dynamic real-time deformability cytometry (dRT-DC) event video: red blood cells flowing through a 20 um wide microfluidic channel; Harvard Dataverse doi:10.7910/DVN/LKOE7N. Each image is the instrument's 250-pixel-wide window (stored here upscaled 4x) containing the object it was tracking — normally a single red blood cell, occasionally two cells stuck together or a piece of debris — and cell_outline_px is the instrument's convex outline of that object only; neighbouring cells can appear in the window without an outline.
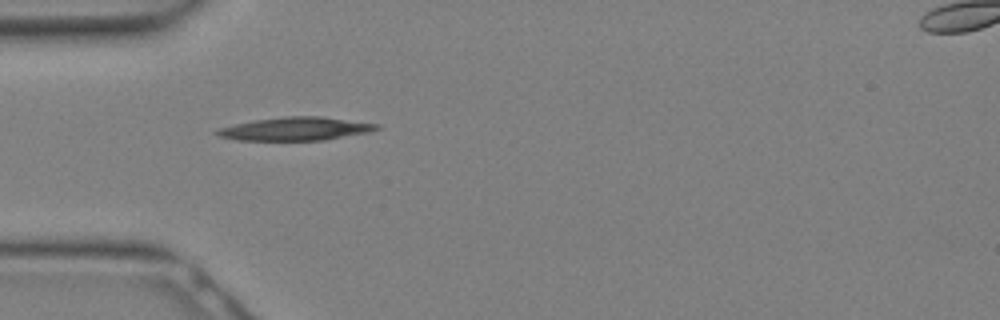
{"species": "Egyptian fruit bat (a non-hibernating species)", "species_latin": "Rousettus aegyptiacus", "temperature_condition": "warm", "stored_images_in_passage": 21, "camera_frame_rate_fps": 3000, "um_per_image_px": 0.085, "animal": {"sex": "female"}, "frame": {"image": 1, "passage_image": 1, "time_ms": 0.0, "image_size_px": [1000, 320], "cell_outline_px": [[380, 128], [372, 132], [324, 140], [236, 140], [220, 136], [212, 132], [216, 128], [256, 120], [284, 116], [320, 116], [380, 124]], "centroid_in_image_um": [25.14, 10.95], "position_along_channel_um": 59.9, "area_um2": 21.73}}
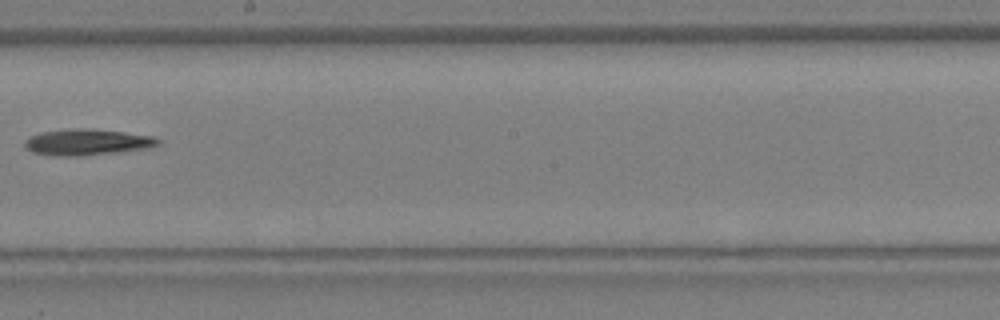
{"frame": {"image": 2, "passage_image": 9, "time_ms": 2.667, "image_size_px": [1000, 320], "cell_outline_px": [[160, 144], [152, 148], [80, 156], [52, 156], [32, 152], [24, 144], [24, 140], [40, 132], [76, 128], [88, 128], [124, 132], [156, 136], [160, 140]], "centroid_in_image_um": [7.46, 12.08], "position_along_channel_um": 240.7, "area_um2": 20.46}}
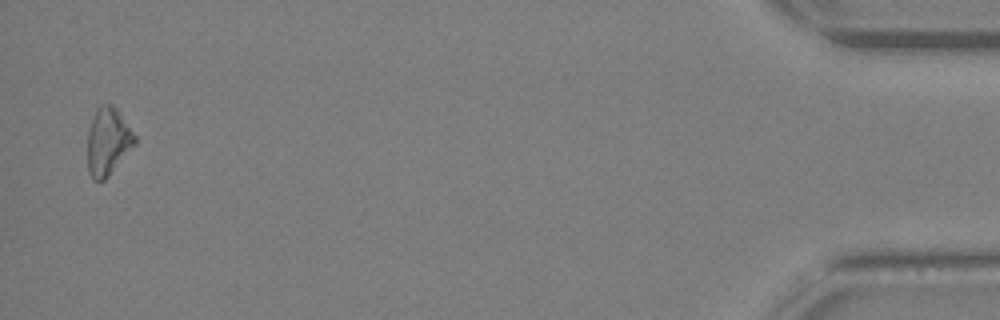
{"frame": {"image": 3, "passage_image": 21, "time_ms": 6.667, "image_size_px": [1000, 320], "cell_outline_px": [[136, 144], [108, 176], [104, 180], [92, 180], [88, 172], [88, 132], [96, 108], [100, 104], [112, 104], [116, 108], [136, 136]], "centroid_in_image_um": [9.17, 12.03], "position_along_channel_um": 426.0, "area_um2": 18.5}}